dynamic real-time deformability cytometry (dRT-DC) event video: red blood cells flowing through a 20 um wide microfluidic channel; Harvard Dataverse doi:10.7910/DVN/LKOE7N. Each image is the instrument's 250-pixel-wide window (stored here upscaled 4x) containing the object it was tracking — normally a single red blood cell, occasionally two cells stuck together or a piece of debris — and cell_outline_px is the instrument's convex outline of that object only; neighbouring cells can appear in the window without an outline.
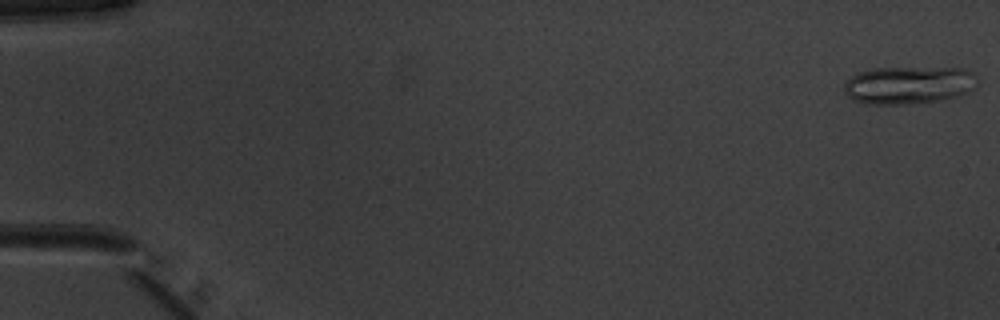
{"species": "common noctule bat (a hibernating species)", "species_latin": "Nyctalus noctula", "temperature_condition": "warm", "stored_images_in_passage": 8, "camera_frame_rate_fps": 3000, "um_per_image_px": 0.085, "animal": {"sex": "male", "body_mass_g": 20.1, "forearm_length_mm": 53.5}, "frame": {"image": 1, "passage_image": 1, "time_ms": 0.0, "image_size_px": [1000, 320], "cell_outline_px": [[976, 80], [972, 88], [964, 92], [952, 96], [936, 100], [904, 104], [868, 104], [852, 100], [844, 92], [844, 84], [852, 76], [860, 72], [876, 68], [964, 68], [972, 72], [976, 76]], "centroid_in_image_um": [77.17, 7.22], "position_along_channel_um": 7.8, "area_um2": 28.67}}